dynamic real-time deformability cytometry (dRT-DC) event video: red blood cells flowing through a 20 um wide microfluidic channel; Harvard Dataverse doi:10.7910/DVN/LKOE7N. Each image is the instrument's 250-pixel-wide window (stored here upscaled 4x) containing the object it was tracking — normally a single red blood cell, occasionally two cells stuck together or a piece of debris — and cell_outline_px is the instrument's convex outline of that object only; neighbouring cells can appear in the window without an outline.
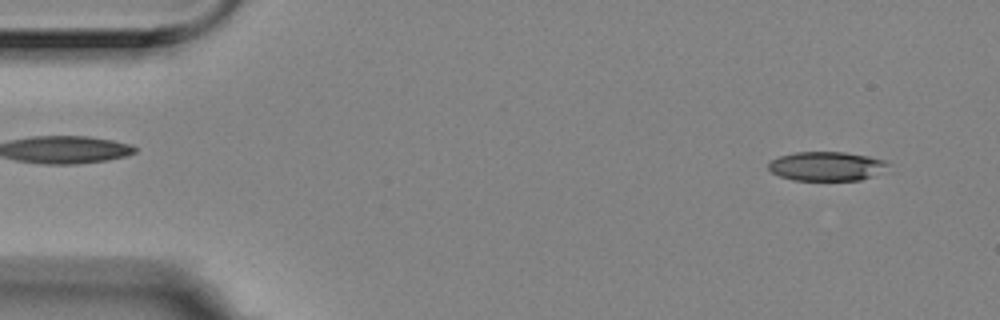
{"species": "Egyptian fruit bat (a non-hibernating species)", "species_latin": "Rousettus aegyptiacus", "temperature_condition": "room temperature", "stored_images_in_passage": 4, "camera_frame_rate_fps": 3000, "um_per_image_px": 0.085, "animal": {"sex": "female"}, "frame": {"image": 1, "passage_image": 2, "time_ms": 0.333, "image_size_px": [1000, 320], "cell_outline_px": [[896, 172], [860, 180], [792, 180], [780, 176], [772, 172], [768, 168], [768, 164], [772, 160], [780, 156], [796, 152], [844, 152], [868, 156], [888, 160], [892, 164]], "centroid_in_image_um": [70.5, 14.14], "position_along_channel_um": 14.5, "area_um2": 21.21}}
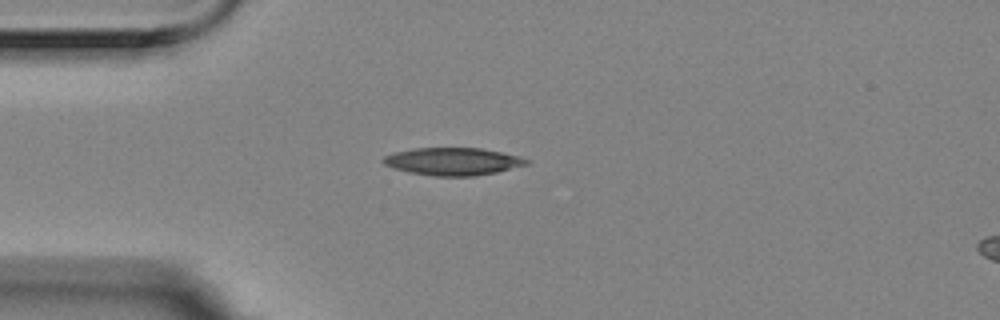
{"frame": {"image": 2, "passage_image": 4, "time_ms": 1.0, "image_size_px": [1000, 320], "cell_outline_px": [[528, 164], [496, 172], [476, 176], [436, 176], [408, 172], [392, 168], [384, 164], [380, 160], [384, 156], [396, 152], [412, 148], [480, 148], [520, 156], [528, 160]], "centroid_in_image_um": [38.45, 13.72], "position_along_channel_um": 46.5, "area_um2": 22.95}}